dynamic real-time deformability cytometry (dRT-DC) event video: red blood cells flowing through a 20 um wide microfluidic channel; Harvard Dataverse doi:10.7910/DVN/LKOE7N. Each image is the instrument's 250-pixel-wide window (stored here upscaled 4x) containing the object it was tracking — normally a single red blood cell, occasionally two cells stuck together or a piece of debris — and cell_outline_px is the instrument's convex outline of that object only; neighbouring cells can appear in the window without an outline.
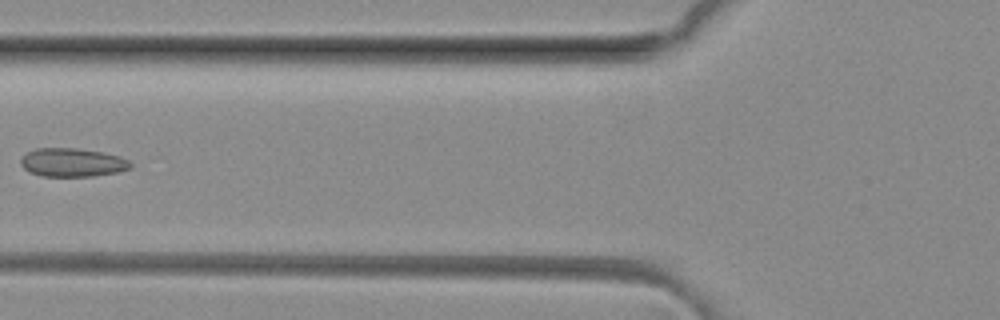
{"species": "common noctule bat (a hibernating species)", "species_latin": "Nyctalus noctula", "temperature_condition": "room temperature", "stored_images_in_passage": 4, "camera_frame_rate_fps": 3000, "um_per_image_px": 0.085, "animal": {"sex": "female", "body_mass_g": 29.2, "forearm_length_mm": 56.3}, "frame": {"image": 1, "passage_image": 3, "time_ms": 0.667, "image_size_px": [1000, 320], "cell_outline_px": [[132, 168], [116, 172], [92, 176], [44, 176], [28, 172], [20, 164], [20, 160], [28, 152], [36, 148], [76, 148], [104, 152], [120, 156], [128, 160], [132, 164]], "centroid_in_image_um": [6.16, 13.8], "position_along_channel_um": 119.6, "area_um2": 18.26}}
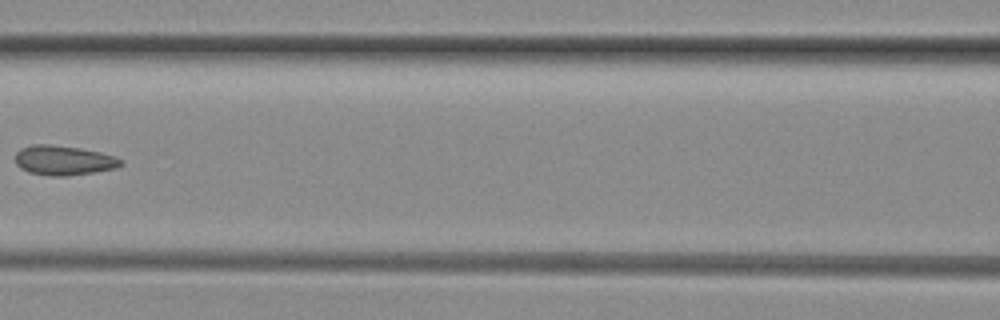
{"frame": {"image": 2, "passage_image": 4, "time_ms": 1.0, "image_size_px": [1000, 320], "cell_outline_px": [[124, 164], [116, 168], [96, 172], [68, 176], [48, 176], [28, 172], [20, 168], [16, 164], [16, 152], [20, 148], [32, 144], [48, 144], [80, 148], [100, 152], [116, 156], [124, 160]], "centroid_in_image_um": [5.43, 13.63], "position_along_channel_um": 161.2, "area_um2": 18.55}}